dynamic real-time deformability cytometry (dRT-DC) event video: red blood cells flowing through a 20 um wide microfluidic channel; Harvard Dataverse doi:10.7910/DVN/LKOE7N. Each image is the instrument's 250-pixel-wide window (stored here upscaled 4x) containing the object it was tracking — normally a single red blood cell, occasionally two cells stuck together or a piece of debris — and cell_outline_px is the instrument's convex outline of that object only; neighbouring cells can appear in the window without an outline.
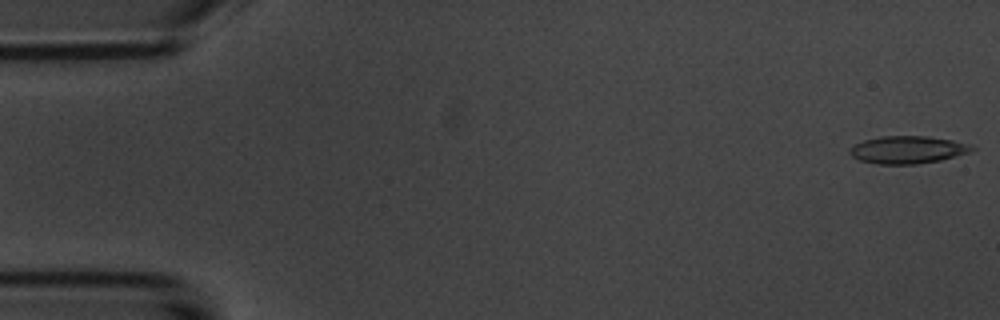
{"species": "common noctule bat (a hibernating species)", "species_latin": "Nyctalus noctula", "temperature_condition": "room temperature", "stored_images_in_passage": 9, "camera_frame_rate_fps": 3000, "um_per_image_px": 0.085, "animal": {"sex": "male", "body_mass_g": 20.1, "forearm_length_mm": 53.5}, "frame": {"image": 1, "passage_image": 1, "time_ms": 0.0, "image_size_px": [1000, 320], "cell_outline_px": [[976, 148], [968, 152], [956, 156], [940, 160], [916, 164], [876, 164], [860, 160], [852, 156], [848, 152], [848, 148], [864, 140], [880, 136], [928, 136], [952, 140], [968, 144]], "centroid_in_image_um": [77.11, 12.73], "position_along_channel_um": 7.9, "area_um2": 19.54}}